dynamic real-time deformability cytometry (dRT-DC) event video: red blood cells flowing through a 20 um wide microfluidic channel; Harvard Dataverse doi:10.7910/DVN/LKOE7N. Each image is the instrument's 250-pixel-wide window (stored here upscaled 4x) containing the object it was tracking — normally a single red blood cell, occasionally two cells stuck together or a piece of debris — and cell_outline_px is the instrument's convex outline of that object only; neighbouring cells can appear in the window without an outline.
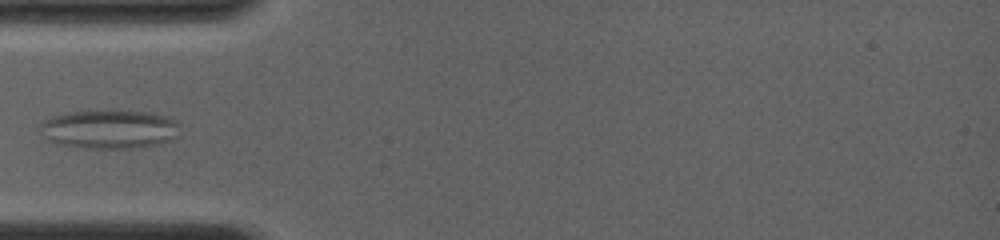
{"species": "common noctule bat (a hibernating species)", "species_latin": "Nyctalus noctula", "temperature_condition": "room temperature", "stored_images_in_passage": 8, "camera_frame_rate_fps": 4000, "um_per_image_px": 0.085, "animal": {"sex": "female", "body_mass_g": 19.0, "forearm_length_mm": 56.7}, "frame": {"image": 1, "passage_image": 6, "time_ms": 4.25, "image_size_px": [1000, 240], "cell_outline_px": [[180, 124], [176, 136], [172, 140], [156, 144], [128, 148], [84, 148], [60, 144], [48, 140], [44, 136], [40, 128], [40, 124], [44, 120], [52, 116], [72, 112], [156, 112], [176, 120]], "centroid_in_image_um": [9.32, 10.99], "position_along_channel_um": 75.7, "area_um2": 31.1}}